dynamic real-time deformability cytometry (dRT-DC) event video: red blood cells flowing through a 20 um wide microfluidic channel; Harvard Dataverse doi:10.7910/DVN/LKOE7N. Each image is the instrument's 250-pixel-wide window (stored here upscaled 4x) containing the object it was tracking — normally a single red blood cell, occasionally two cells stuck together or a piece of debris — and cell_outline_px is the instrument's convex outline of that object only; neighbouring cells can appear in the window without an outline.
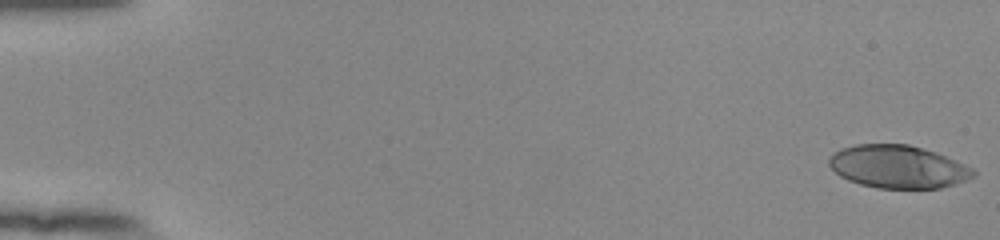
{"species": "human", "species_latin": "Homo sapiens", "temperature_condition": "room temperature", "stored_images_in_passage": 55, "camera_frame_rate_fps": 3000, "um_per_image_px": 0.085, "donor": {"sex": "female"}, "frame": {"image": 1, "passage_image": 1, "time_ms": 0.0, "image_size_px": [1000, 240], "cell_outline_px": [[976, 176], [968, 180], [940, 188], [876, 188], [860, 184], [848, 180], [840, 176], [828, 164], [828, 160], [840, 148], [856, 144], [908, 144], [936, 152], [956, 160], [972, 168], [976, 172]], "centroid_in_image_um": [76.35, 14.17], "position_along_channel_um": 8.6, "area_um2": 36.07}}
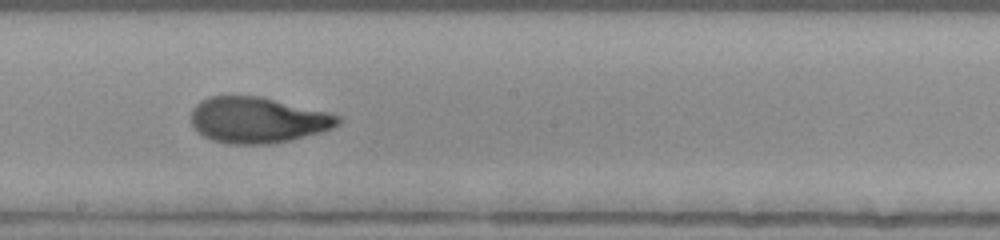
{"frame": {"image": 2, "passage_image": 32, "time_ms": 10.333, "image_size_px": [1000, 240], "cell_outline_px": [[344, 120], [340, 124], [332, 128], [320, 132], [288, 140], [268, 144], [228, 144], [212, 140], [196, 132], [192, 124], [192, 108], [200, 100], [208, 96], [260, 96], [328, 112], [340, 116]], "centroid_in_image_um": [21.89, 10.2], "position_along_channel_um": 226.3, "area_um2": 39.36}}
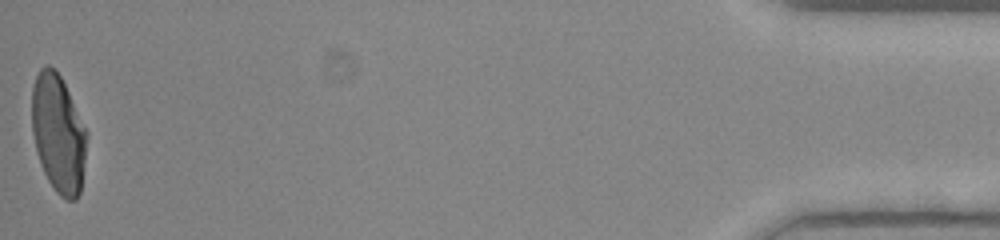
{"frame": {"image": 3, "passage_image": 55, "time_ms": 18.0, "image_size_px": [1000, 240], "cell_outline_px": [[88, 132], [80, 192], [76, 200], [68, 200], [60, 196], [56, 192], [48, 180], [40, 164], [36, 152], [32, 132], [32, 88], [36, 76], [40, 68], [44, 64], [48, 64], [60, 76]], "centroid_in_image_um": [4.94, 11.36], "position_along_channel_um": 430.3, "area_um2": 37.69}, "authors_computed_cell_mechanics": {"area_um2": 38.0902, "velocity_mm_per_s": 3.8144, "shape_relaxation_time_tau1_ms": 5.9984, "shape_relaxation_time_tau2_ms": 1.1385, "deformation_change_tau1": 0.2586, "deformation_change_tau2": 0.0682}}